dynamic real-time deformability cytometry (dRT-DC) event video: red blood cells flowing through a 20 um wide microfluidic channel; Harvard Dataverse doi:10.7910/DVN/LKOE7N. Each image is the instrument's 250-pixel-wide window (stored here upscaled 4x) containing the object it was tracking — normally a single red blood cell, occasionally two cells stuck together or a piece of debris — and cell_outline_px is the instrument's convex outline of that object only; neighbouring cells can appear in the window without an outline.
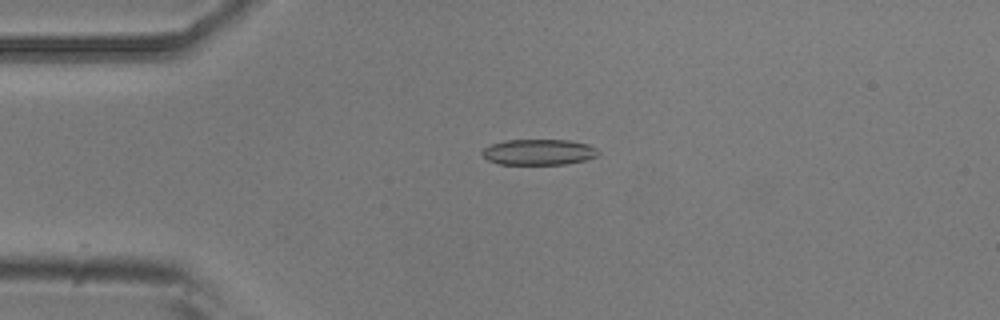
{"species": "common noctule bat (a hibernating species)", "species_latin": "Nyctalus noctula", "temperature_condition": "room temperature", "stored_images_in_passage": 23, "camera_frame_rate_fps": 3000, "um_per_image_px": 0.085, "animal": {"sex": "male", "body_mass_g": 20.5, "forearm_length_mm": 52.5}, "frame": {"image": 1, "passage_image": 1, "time_ms": 0.0, "image_size_px": [1000, 320], "cell_outline_px": [[600, 152], [596, 156], [584, 160], [564, 164], [500, 164], [488, 160], [480, 152], [484, 148], [492, 144], [504, 140], [568, 140], [588, 144], [596, 148]], "centroid_in_image_um": [45.78, 12.92], "position_along_channel_um": 39.2, "area_um2": 17.34}}
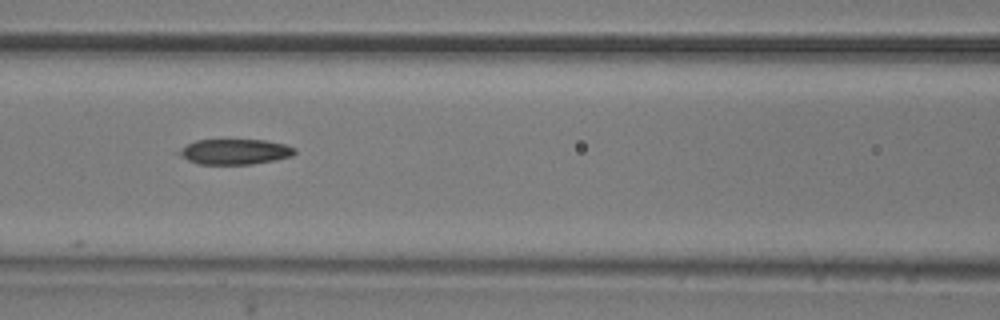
{"frame": {"image": 2, "passage_image": 11, "time_ms": 3.333, "image_size_px": [1000, 320], "cell_outline_px": [[296, 152], [292, 156], [252, 164], [200, 164], [188, 160], [176, 152], [188, 144], [196, 140], [264, 140], [284, 144], [296, 148]], "centroid_in_image_um": [19.97, 12.89], "position_along_channel_um": 146.6, "area_um2": 16.88}}
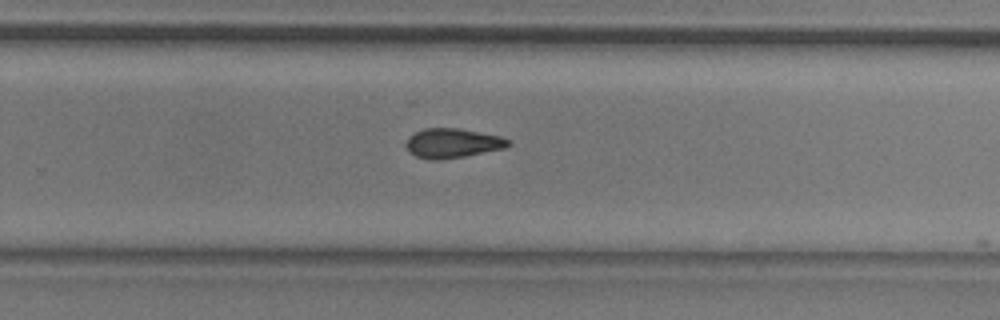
{"frame": {"image": 3, "passage_image": 22, "time_ms": 7.0, "image_size_px": [1000, 320], "cell_outline_px": [[512, 144], [504, 148], [464, 156], [440, 160], [428, 160], [416, 156], [404, 144], [416, 132], [424, 128], [456, 128], [500, 136], [508, 140]], "centroid_in_image_um": [38.47, 12.17], "position_along_channel_um": 291.3, "area_um2": 17.22}}